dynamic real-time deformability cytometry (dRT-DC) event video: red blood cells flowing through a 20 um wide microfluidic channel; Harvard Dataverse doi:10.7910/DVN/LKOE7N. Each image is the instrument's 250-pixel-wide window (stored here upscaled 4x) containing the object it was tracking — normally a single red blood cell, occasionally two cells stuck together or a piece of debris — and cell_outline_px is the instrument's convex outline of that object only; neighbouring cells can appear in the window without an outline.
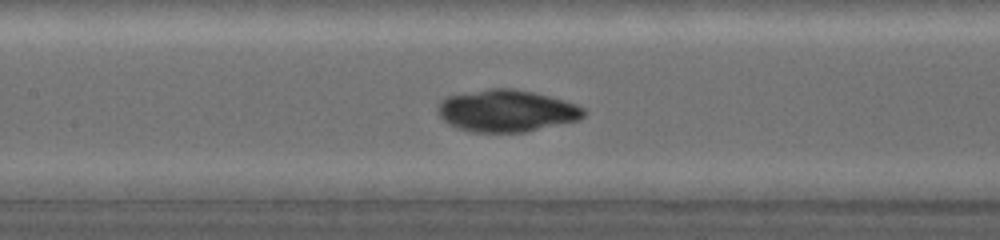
{"species": "common noctule bat (a hibernating species)", "species_latin": "Nyctalus noctula", "temperature_condition": "warm", "stored_images_in_passage": 13, "camera_frame_rate_fps": 5000, "um_per_image_px": 0.085, "animal": {"sex": "female", "body_mass_g": 19.0, "forearm_length_mm": 53.3}, "frame": {"image": 1, "passage_image": 6, "time_ms": 2.0, "image_size_px": [1000, 240], "cell_outline_px": [[588, 112], [580, 120], [524, 132], [472, 132], [456, 128], [448, 124], [436, 112], [436, 108], [448, 96], [492, 88], [508, 88], [528, 92], [576, 104], [584, 108]], "centroid_in_image_um": [43.05, 9.45], "position_along_channel_um": 164.4, "area_um2": 35.26}}
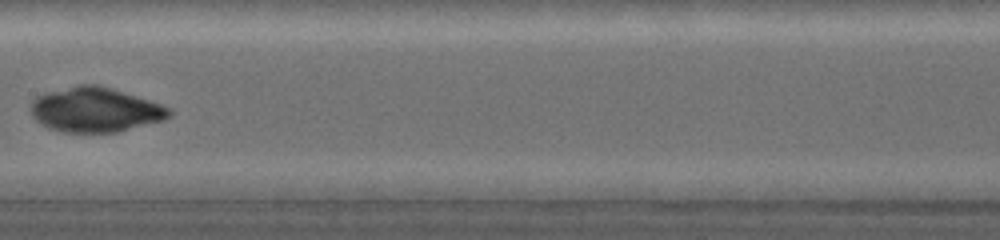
{"frame": {"image": 2, "passage_image": 8, "time_ms": 2.8, "image_size_px": [1000, 240], "cell_outline_px": [[172, 116], [164, 120], [120, 132], [64, 132], [48, 128], [40, 124], [32, 116], [32, 100], [40, 96], [52, 92], [84, 84], [92, 84], [108, 88], [148, 100], [160, 104], [168, 108], [172, 112]], "centroid_in_image_um": [8.13, 9.37], "position_along_channel_um": 199.3, "area_um2": 35.26}}